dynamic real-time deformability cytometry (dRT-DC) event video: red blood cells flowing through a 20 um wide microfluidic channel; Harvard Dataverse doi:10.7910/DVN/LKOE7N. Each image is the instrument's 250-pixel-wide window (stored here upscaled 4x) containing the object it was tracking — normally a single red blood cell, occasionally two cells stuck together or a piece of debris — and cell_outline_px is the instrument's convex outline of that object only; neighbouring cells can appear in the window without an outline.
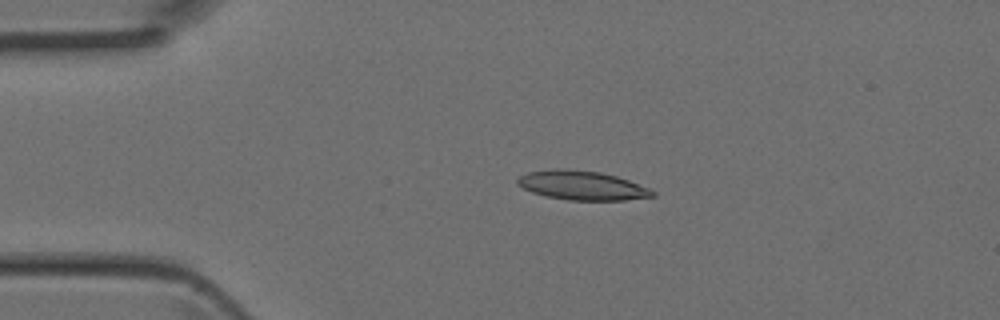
{"species": "Egyptian fruit bat (a non-hibernating species)", "species_latin": "Rousettus aegyptiacus", "temperature_condition": "room temperature", "stored_images_in_passage": 4, "camera_frame_rate_fps": 3000, "um_per_image_px": 0.085, "animal": {"sex": "female"}, "frame": {"image": 1, "passage_image": 3, "time_ms": 0.667, "image_size_px": [1000, 320], "cell_outline_px": [[656, 196], [624, 200], [568, 200], [548, 196], [532, 192], [516, 184], [516, 180], [520, 176], [528, 172], [556, 168], [560, 168], [600, 172], [616, 176], [628, 180], [648, 188], [656, 192]], "centroid_in_image_um": [49.47, 15.76], "position_along_channel_um": 35.5, "area_um2": 22.77}}